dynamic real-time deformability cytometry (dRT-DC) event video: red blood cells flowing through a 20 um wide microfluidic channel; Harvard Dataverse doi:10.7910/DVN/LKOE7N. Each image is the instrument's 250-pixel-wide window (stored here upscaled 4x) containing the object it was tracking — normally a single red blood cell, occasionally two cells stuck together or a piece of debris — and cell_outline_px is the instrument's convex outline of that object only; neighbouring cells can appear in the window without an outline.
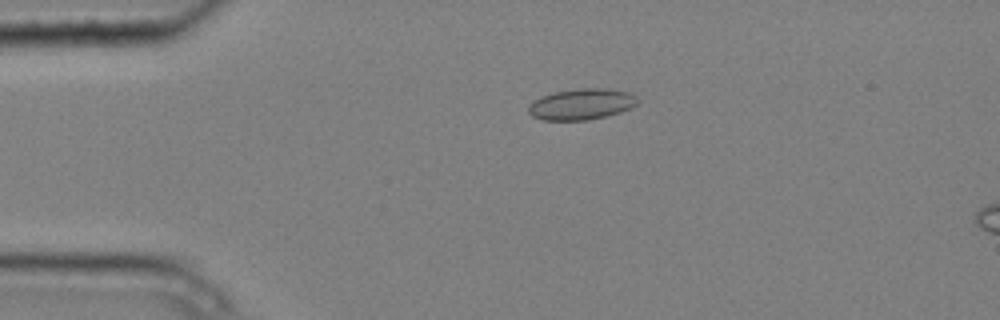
{"species": "common noctule bat (a hibernating species)", "species_latin": "Nyctalus noctula", "temperature_condition": "cold", "stored_images_in_passage": 6, "camera_frame_rate_fps": 3000, "um_per_image_px": 0.085, "animal": {"sex": "male", "body_mass_g": 20.4}, "frame": {"image": 1, "passage_image": 4, "time_ms": 1.0, "image_size_px": [1000, 320], "cell_outline_px": [[640, 100], [636, 104], [620, 112], [588, 120], [544, 120], [532, 116], [528, 112], [528, 108], [532, 100], [552, 92], [584, 88], [604, 88], [628, 92], [636, 96]], "centroid_in_image_um": [49.4, 8.85], "position_along_channel_um": 35.6, "area_um2": 19.65}}